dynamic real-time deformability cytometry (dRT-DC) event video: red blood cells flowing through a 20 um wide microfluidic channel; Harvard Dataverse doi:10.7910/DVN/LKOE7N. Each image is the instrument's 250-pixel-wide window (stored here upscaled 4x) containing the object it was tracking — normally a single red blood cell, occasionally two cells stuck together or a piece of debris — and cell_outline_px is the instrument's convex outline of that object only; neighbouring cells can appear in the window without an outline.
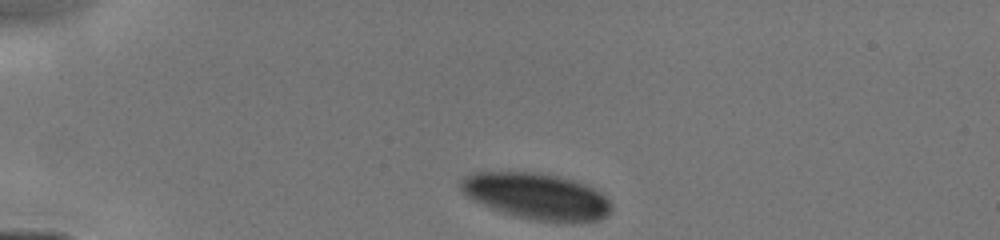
{"species": "human", "species_latin": "Homo sapiens", "temperature_condition": "cold", "stored_images_in_passage": 2, "camera_frame_rate_fps": 3000, "um_per_image_px": 0.085, "donor": {"sex": "male"}, "frame": {"image": 1, "passage_image": 1, "time_ms": 0.0, "image_size_px": [1000, 240], "cell_outline_px": [[612, 212], [608, 216], [600, 220], [580, 224], [572, 224], [536, 220], [504, 212], [492, 208], [472, 200], [464, 196], [460, 188], [460, 180], [472, 172], [536, 172], [556, 176], [572, 180], [584, 184], [600, 192], [612, 204]], "centroid_in_image_um": [45.65, 16.7], "position_along_channel_um": 39.4, "area_um2": 40.98}}